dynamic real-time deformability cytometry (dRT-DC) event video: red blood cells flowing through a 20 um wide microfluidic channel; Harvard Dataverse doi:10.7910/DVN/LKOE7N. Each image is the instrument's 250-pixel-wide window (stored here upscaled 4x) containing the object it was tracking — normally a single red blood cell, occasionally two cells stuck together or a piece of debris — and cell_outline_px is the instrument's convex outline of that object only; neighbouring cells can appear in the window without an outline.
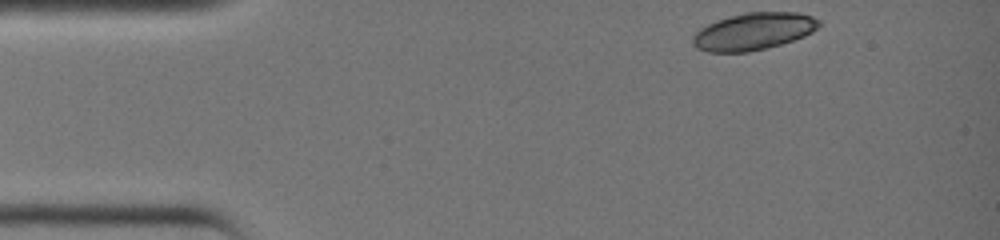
{"species": "common noctule bat (a hibernating species)", "species_latin": "Nyctalus noctula", "temperature_condition": "warm", "stored_images_in_passage": 30, "camera_frame_rate_fps": 3000, "um_per_image_px": 0.085, "animal": {"sex": "female", "body_mass_g": 19.0, "forearm_length_mm": 51.5}, "frame": {"image": 1, "passage_image": 1, "time_ms": 0.0, "image_size_px": [1000, 240], "cell_outline_px": [[820, 24], [812, 32], [804, 36], [768, 48], [748, 52], [708, 52], [696, 48], [692, 44], [692, 36], [700, 28], [716, 20], [744, 12], [796, 12], [812, 16], [820, 20]], "centroid_in_image_um": [64.02, 2.67], "position_along_channel_um": 21.0, "area_um2": 27.4}}
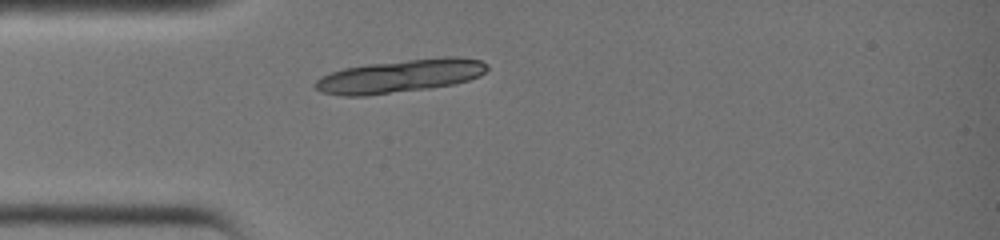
{"frame": {"image": 2, "passage_image": 7, "time_ms": 2.0, "image_size_px": [1000, 240], "cell_outline_px": [[488, 68], [480, 76], [468, 80], [452, 84], [428, 88], [364, 96], [340, 96], [320, 92], [312, 84], [320, 76], [344, 68], [368, 64], [444, 56], [456, 56], [480, 60], [488, 64]], "centroid_in_image_um": [33.98, 6.46], "position_along_channel_um": 51.0, "area_um2": 33.18}}